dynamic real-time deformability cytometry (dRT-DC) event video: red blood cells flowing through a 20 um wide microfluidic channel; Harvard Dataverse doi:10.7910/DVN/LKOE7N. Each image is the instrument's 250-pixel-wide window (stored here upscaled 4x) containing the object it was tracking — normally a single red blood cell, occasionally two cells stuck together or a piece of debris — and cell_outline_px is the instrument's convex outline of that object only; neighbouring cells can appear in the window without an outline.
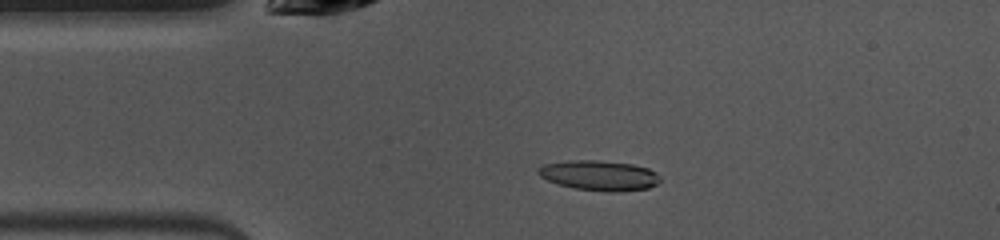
{"species": "common noctule bat (a hibernating species)", "species_latin": "Nyctalus noctula", "temperature_condition": "warm", "stored_images_in_passage": 48, "camera_frame_rate_fps": 3000, "um_per_image_px": 0.085, "animal": {"sex": "female", "body_mass_g": 10.0, "forearm_length_mm": 53.1}, "frame": {"image": 1, "passage_image": 9, "time_ms": 2.667, "image_size_px": [1000, 240], "cell_outline_px": [[660, 180], [656, 184], [648, 188], [616, 192], [608, 192], [576, 188], [560, 184], [548, 180], [540, 176], [536, 172], [536, 168], [544, 164], [568, 160], [596, 160], [632, 164], [648, 168], [656, 172], [660, 176]], "centroid_in_image_um": [50.93, 14.9], "position_along_channel_um": 34.1, "area_um2": 21.33}}
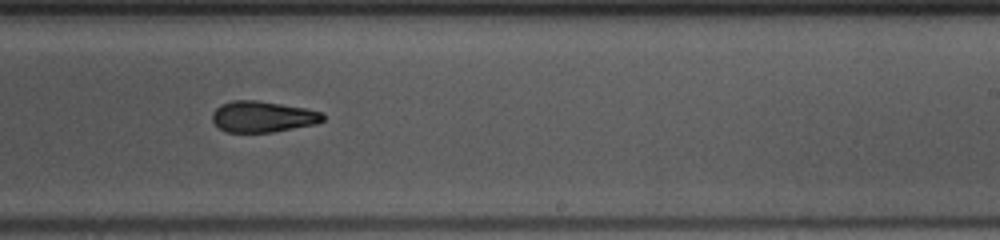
{"frame": {"image": 2, "passage_image": 28, "time_ms": 9.0, "image_size_px": [1000, 240], "cell_outline_px": [[324, 120], [316, 124], [272, 132], [228, 132], [220, 128], [212, 120], [212, 112], [220, 104], [232, 100], [256, 100], [304, 108], [320, 112], [324, 116]], "centroid_in_image_um": [22.3, 9.91], "position_along_channel_um": 266.7, "area_um2": 19.88}}
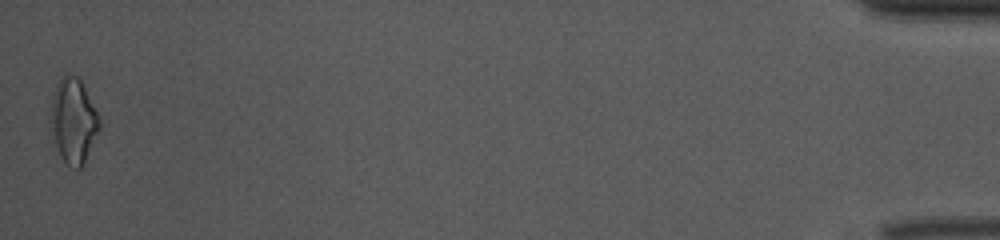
{"frame": {"image": 3, "passage_image": 48, "time_ms": 15.667, "image_size_px": [1000, 240], "cell_outline_px": [[100, 128], [84, 164], [80, 168], [76, 168], [68, 164], [60, 156], [56, 144], [52, 128], [52, 100], [56, 84], [64, 76], [76, 76], [80, 80], [100, 120]], "centroid_in_image_um": [6.26, 10.3], "position_along_channel_um": 428.9, "area_um2": 23.06}, "authors_computed_cell_mechanics": {"area_um2": 20.4901, "velocity_mm_per_s": 3.9928, "shape_relaxation_time_tau1_ms": 6.2409, "shape_relaxation_time_tau2_ms": 2.2631, "deformation_change_tau1": 0.1953, "deformation_change_tau2": 0.1016}}